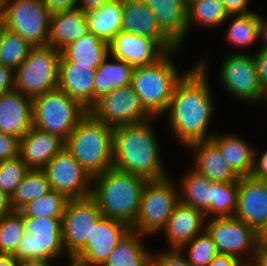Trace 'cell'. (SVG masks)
I'll return each mask as SVG.
<instances>
[{"label":"cell","instance_id":"6da1fadb","mask_svg":"<svg viewBox=\"0 0 267 266\" xmlns=\"http://www.w3.org/2000/svg\"><path fill=\"white\" fill-rule=\"evenodd\" d=\"M207 59L203 58L187 70L175 83L166 111L168 128L185 148L197 141L210 140L209 125L215 101L209 83Z\"/></svg>","mask_w":267,"mask_h":266},{"label":"cell","instance_id":"7a4b0ae2","mask_svg":"<svg viewBox=\"0 0 267 266\" xmlns=\"http://www.w3.org/2000/svg\"><path fill=\"white\" fill-rule=\"evenodd\" d=\"M156 117L113 129V167L147 180L162 179L168 169L161 159L160 143L153 121ZM167 170V171H166Z\"/></svg>","mask_w":267,"mask_h":266},{"label":"cell","instance_id":"3957f363","mask_svg":"<svg viewBox=\"0 0 267 266\" xmlns=\"http://www.w3.org/2000/svg\"><path fill=\"white\" fill-rule=\"evenodd\" d=\"M147 179L114 167L92 178L91 197L103 217L133 225Z\"/></svg>","mask_w":267,"mask_h":266},{"label":"cell","instance_id":"277c9868","mask_svg":"<svg viewBox=\"0 0 267 266\" xmlns=\"http://www.w3.org/2000/svg\"><path fill=\"white\" fill-rule=\"evenodd\" d=\"M113 129L88 111L65 141V149L92 178L113 167Z\"/></svg>","mask_w":267,"mask_h":266},{"label":"cell","instance_id":"5b68a950","mask_svg":"<svg viewBox=\"0 0 267 266\" xmlns=\"http://www.w3.org/2000/svg\"><path fill=\"white\" fill-rule=\"evenodd\" d=\"M180 50L167 52L151 65L133 68L130 85L151 117L158 119L165 115L175 83L185 73L179 72L173 61Z\"/></svg>","mask_w":267,"mask_h":266},{"label":"cell","instance_id":"8992f818","mask_svg":"<svg viewBox=\"0 0 267 266\" xmlns=\"http://www.w3.org/2000/svg\"><path fill=\"white\" fill-rule=\"evenodd\" d=\"M32 109L33 126L64 142L88 112L58 87L32 98Z\"/></svg>","mask_w":267,"mask_h":266},{"label":"cell","instance_id":"52a82bcc","mask_svg":"<svg viewBox=\"0 0 267 266\" xmlns=\"http://www.w3.org/2000/svg\"><path fill=\"white\" fill-rule=\"evenodd\" d=\"M169 175L162 179L148 180L142 192L140 208L132 231L149 237L160 234L179 203L176 182Z\"/></svg>","mask_w":267,"mask_h":266},{"label":"cell","instance_id":"ba28073f","mask_svg":"<svg viewBox=\"0 0 267 266\" xmlns=\"http://www.w3.org/2000/svg\"><path fill=\"white\" fill-rule=\"evenodd\" d=\"M60 57V51L48 45L32 47L14 71L15 90L34 98L57 88Z\"/></svg>","mask_w":267,"mask_h":266},{"label":"cell","instance_id":"9c48e42d","mask_svg":"<svg viewBox=\"0 0 267 266\" xmlns=\"http://www.w3.org/2000/svg\"><path fill=\"white\" fill-rule=\"evenodd\" d=\"M6 28L32 47L47 46L50 11L43 0H0Z\"/></svg>","mask_w":267,"mask_h":266},{"label":"cell","instance_id":"30bf717a","mask_svg":"<svg viewBox=\"0 0 267 266\" xmlns=\"http://www.w3.org/2000/svg\"><path fill=\"white\" fill-rule=\"evenodd\" d=\"M205 230L211 236L219 254L238 257L250 265L258 251L257 231L232 217L206 219Z\"/></svg>","mask_w":267,"mask_h":266},{"label":"cell","instance_id":"8fae6325","mask_svg":"<svg viewBox=\"0 0 267 266\" xmlns=\"http://www.w3.org/2000/svg\"><path fill=\"white\" fill-rule=\"evenodd\" d=\"M219 74L220 86L233 97L249 103L259 104L262 88L259 85L256 61L253 53H233L225 55Z\"/></svg>","mask_w":267,"mask_h":266},{"label":"cell","instance_id":"7c38bea8","mask_svg":"<svg viewBox=\"0 0 267 266\" xmlns=\"http://www.w3.org/2000/svg\"><path fill=\"white\" fill-rule=\"evenodd\" d=\"M103 217L91 197L69 199L62 217V243L68 256H75L91 238V232Z\"/></svg>","mask_w":267,"mask_h":266},{"label":"cell","instance_id":"4fadbf2b","mask_svg":"<svg viewBox=\"0 0 267 266\" xmlns=\"http://www.w3.org/2000/svg\"><path fill=\"white\" fill-rule=\"evenodd\" d=\"M42 170L46 173L51 190L62 193L68 199L91 196L92 177L65 148Z\"/></svg>","mask_w":267,"mask_h":266},{"label":"cell","instance_id":"5bb4252c","mask_svg":"<svg viewBox=\"0 0 267 266\" xmlns=\"http://www.w3.org/2000/svg\"><path fill=\"white\" fill-rule=\"evenodd\" d=\"M90 112L112 128L144 122L151 118L131 85L119 87L98 100Z\"/></svg>","mask_w":267,"mask_h":266},{"label":"cell","instance_id":"9a60e30c","mask_svg":"<svg viewBox=\"0 0 267 266\" xmlns=\"http://www.w3.org/2000/svg\"><path fill=\"white\" fill-rule=\"evenodd\" d=\"M131 228L118 220L102 217L93 227L91 238L74 256L89 266H102Z\"/></svg>","mask_w":267,"mask_h":266},{"label":"cell","instance_id":"2e32d148","mask_svg":"<svg viewBox=\"0 0 267 266\" xmlns=\"http://www.w3.org/2000/svg\"><path fill=\"white\" fill-rule=\"evenodd\" d=\"M233 216L258 231L267 221V181L251 176L239 178Z\"/></svg>","mask_w":267,"mask_h":266},{"label":"cell","instance_id":"e0dca14e","mask_svg":"<svg viewBox=\"0 0 267 266\" xmlns=\"http://www.w3.org/2000/svg\"><path fill=\"white\" fill-rule=\"evenodd\" d=\"M166 53L154 39L126 31H120L109 42V54L129 63L133 68L151 65Z\"/></svg>","mask_w":267,"mask_h":266},{"label":"cell","instance_id":"ac0fdd59","mask_svg":"<svg viewBox=\"0 0 267 266\" xmlns=\"http://www.w3.org/2000/svg\"><path fill=\"white\" fill-rule=\"evenodd\" d=\"M121 31L154 39L166 52L179 47L161 30L152 10L145 2L123 0Z\"/></svg>","mask_w":267,"mask_h":266},{"label":"cell","instance_id":"d6986e66","mask_svg":"<svg viewBox=\"0 0 267 266\" xmlns=\"http://www.w3.org/2000/svg\"><path fill=\"white\" fill-rule=\"evenodd\" d=\"M32 127V98L15 89L1 94L0 132L20 140Z\"/></svg>","mask_w":267,"mask_h":266},{"label":"cell","instance_id":"ffe728a7","mask_svg":"<svg viewBox=\"0 0 267 266\" xmlns=\"http://www.w3.org/2000/svg\"><path fill=\"white\" fill-rule=\"evenodd\" d=\"M205 223L201 210L179 202L161 233L165 234L169 249H180L205 230Z\"/></svg>","mask_w":267,"mask_h":266},{"label":"cell","instance_id":"44dd1931","mask_svg":"<svg viewBox=\"0 0 267 266\" xmlns=\"http://www.w3.org/2000/svg\"><path fill=\"white\" fill-rule=\"evenodd\" d=\"M186 149L193 155L191 167L207 179L223 183L239 180L240 177L226 164L221 151L211 139L193 142Z\"/></svg>","mask_w":267,"mask_h":266},{"label":"cell","instance_id":"7402d4cb","mask_svg":"<svg viewBox=\"0 0 267 266\" xmlns=\"http://www.w3.org/2000/svg\"><path fill=\"white\" fill-rule=\"evenodd\" d=\"M96 69L72 62H59L58 88L83 108L94 107V76Z\"/></svg>","mask_w":267,"mask_h":266},{"label":"cell","instance_id":"603a6c76","mask_svg":"<svg viewBox=\"0 0 267 266\" xmlns=\"http://www.w3.org/2000/svg\"><path fill=\"white\" fill-rule=\"evenodd\" d=\"M63 148L61 138L34 126L19 140V156L29 169H43Z\"/></svg>","mask_w":267,"mask_h":266},{"label":"cell","instance_id":"cb8c5ba5","mask_svg":"<svg viewBox=\"0 0 267 266\" xmlns=\"http://www.w3.org/2000/svg\"><path fill=\"white\" fill-rule=\"evenodd\" d=\"M89 33L85 12L80 8L55 12L49 19L48 46L61 51Z\"/></svg>","mask_w":267,"mask_h":266},{"label":"cell","instance_id":"d4e9b609","mask_svg":"<svg viewBox=\"0 0 267 266\" xmlns=\"http://www.w3.org/2000/svg\"><path fill=\"white\" fill-rule=\"evenodd\" d=\"M161 30L179 47L187 37V5L185 0H145Z\"/></svg>","mask_w":267,"mask_h":266},{"label":"cell","instance_id":"484cf974","mask_svg":"<svg viewBox=\"0 0 267 266\" xmlns=\"http://www.w3.org/2000/svg\"><path fill=\"white\" fill-rule=\"evenodd\" d=\"M211 140L218 146L226 164H228L239 177L250 176L254 165L255 149L243 137L226 133H215Z\"/></svg>","mask_w":267,"mask_h":266},{"label":"cell","instance_id":"4316f807","mask_svg":"<svg viewBox=\"0 0 267 266\" xmlns=\"http://www.w3.org/2000/svg\"><path fill=\"white\" fill-rule=\"evenodd\" d=\"M60 53L59 62L77 63L92 69H97L110 55L109 43L92 33L68 44Z\"/></svg>","mask_w":267,"mask_h":266},{"label":"cell","instance_id":"83f0119b","mask_svg":"<svg viewBox=\"0 0 267 266\" xmlns=\"http://www.w3.org/2000/svg\"><path fill=\"white\" fill-rule=\"evenodd\" d=\"M133 67L109 55L96 69L94 76V106L113 90L130 85Z\"/></svg>","mask_w":267,"mask_h":266},{"label":"cell","instance_id":"f1b7e54d","mask_svg":"<svg viewBox=\"0 0 267 266\" xmlns=\"http://www.w3.org/2000/svg\"><path fill=\"white\" fill-rule=\"evenodd\" d=\"M148 237L130 230L102 266H145L152 254L144 240Z\"/></svg>","mask_w":267,"mask_h":266},{"label":"cell","instance_id":"f546056e","mask_svg":"<svg viewBox=\"0 0 267 266\" xmlns=\"http://www.w3.org/2000/svg\"><path fill=\"white\" fill-rule=\"evenodd\" d=\"M123 0L104 3L100 8L86 12L89 32L109 43L122 26Z\"/></svg>","mask_w":267,"mask_h":266},{"label":"cell","instance_id":"4dcf8cb0","mask_svg":"<svg viewBox=\"0 0 267 266\" xmlns=\"http://www.w3.org/2000/svg\"><path fill=\"white\" fill-rule=\"evenodd\" d=\"M228 20L231 22L228 23L225 31L226 42L239 50H235L233 53H245L244 51L247 53L245 47L248 48L261 41L260 14L256 11L245 14H229L226 22Z\"/></svg>","mask_w":267,"mask_h":266},{"label":"cell","instance_id":"1f68e13d","mask_svg":"<svg viewBox=\"0 0 267 266\" xmlns=\"http://www.w3.org/2000/svg\"><path fill=\"white\" fill-rule=\"evenodd\" d=\"M177 183L179 202L201 210L204 214L211 206V180L193 168L186 171Z\"/></svg>","mask_w":267,"mask_h":266},{"label":"cell","instance_id":"d6a6232c","mask_svg":"<svg viewBox=\"0 0 267 266\" xmlns=\"http://www.w3.org/2000/svg\"><path fill=\"white\" fill-rule=\"evenodd\" d=\"M17 260L50 258L62 260L69 257L62 243V237H43L25 233L13 255ZM62 258V259H61Z\"/></svg>","mask_w":267,"mask_h":266},{"label":"cell","instance_id":"836d02e7","mask_svg":"<svg viewBox=\"0 0 267 266\" xmlns=\"http://www.w3.org/2000/svg\"><path fill=\"white\" fill-rule=\"evenodd\" d=\"M228 13L221 0H195L187 5V35L195 25L217 28L224 25Z\"/></svg>","mask_w":267,"mask_h":266},{"label":"cell","instance_id":"e575fe53","mask_svg":"<svg viewBox=\"0 0 267 266\" xmlns=\"http://www.w3.org/2000/svg\"><path fill=\"white\" fill-rule=\"evenodd\" d=\"M50 191L46 173L42 169H30L11 196L12 208L18 211L27 202L38 199Z\"/></svg>","mask_w":267,"mask_h":266},{"label":"cell","instance_id":"d590c367","mask_svg":"<svg viewBox=\"0 0 267 266\" xmlns=\"http://www.w3.org/2000/svg\"><path fill=\"white\" fill-rule=\"evenodd\" d=\"M239 180L232 183L211 182V206L205 213L206 219L232 217L238 199Z\"/></svg>","mask_w":267,"mask_h":266},{"label":"cell","instance_id":"8d00e7d4","mask_svg":"<svg viewBox=\"0 0 267 266\" xmlns=\"http://www.w3.org/2000/svg\"><path fill=\"white\" fill-rule=\"evenodd\" d=\"M68 200L62 193L51 190L48 194L27 202L18 212L23 217L62 219Z\"/></svg>","mask_w":267,"mask_h":266},{"label":"cell","instance_id":"74e56055","mask_svg":"<svg viewBox=\"0 0 267 266\" xmlns=\"http://www.w3.org/2000/svg\"><path fill=\"white\" fill-rule=\"evenodd\" d=\"M31 48L25 39L6 28L0 42V63L15 71L28 57Z\"/></svg>","mask_w":267,"mask_h":266},{"label":"cell","instance_id":"f35d334b","mask_svg":"<svg viewBox=\"0 0 267 266\" xmlns=\"http://www.w3.org/2000/svg\"><path fill=\"white\" fill-rule=\"evenodd\" d=\"M190 266H207L219 253L206 230L180 248Z\"/></svg>","mask_w":267,"mask_h":266},{"label":"cell","instance_id":"ab89813d","mask_svg":"<svg viewBox=\"0 0 267 266\" xmlns=\"http://www.w3.org/2000/svg\"><path fill=\"white\" fill-rule=\"evenodd\" d=\"M25 234L23 216L18 212L0 219V254L14 255Z\"/></svg>","mask_w":267,"mask_h":266},{"label":"cell","instance_id":"60d3db41","mask_svg":"<svg viewBox=\"0 0 267 266\" xmlns=\"http://www.w3.org/2000/svg\"><path fill=\"white\" fill-rule=\"evenodd\" d=\"M29 170L19 155L0 161V190L12 196Z\"/></svg>","mask_w":267,"mask_h":266},{"label":"cell","instance_id":"b9f144b4","mask_svg":"<svg viewBox=\"0 0 267 266\" xmlns=\"http://www.w3.org/2000/svg\"><path fill=\"white\" fill-rule=\"evenodd\" d=\"M25 233L43 237H62V219L23 217Z\"/></svg>","mask_w":267,"mask_h":266},{"label":"cell","instance_id":"7bdbcfd3","mask_svg":"<svg viewBox=\"0 0 267 266\" xmlns=\"http://www.w3.org/2000/svg\"><path fill=\"white\" fill-rule=\"evenodd\" d=\"M158 253V254H157ZM156 266H190L180 249L152 252L150 259Z\"/></svg>","mask_w":267,"mask_h":266},{"label":"cell","instance_id":"ee69618b","mask_svg":"<svg viewBox=\"0 0 267 266\" xmlns=\"http://www.w3.org/2000/svg\"><path fill=\"white\" fill-rule=\"evenodd\" d=\"M19 155V139L0 132V161L12 159Z\"/></svg>","mask_w":267,"mask_h":266},{"label":"cell","instance_id":"f6af8a7d","mask_svg":"<svg viewBox=\"0 0 267 266\" xmlns=\"http://www.w3.org/2000/svg\"><path fill=\"white\" fill-rule=\"evenodd\" d=\"M258 48V49H257ZM256 52L253 53V56L256 61V70L259 85L262 88L267 87V48L257 47Z\"/></svg>","mask_w":267,"mask_h":266},{"label":"cell","instance_id":"bcb514c9","mask_svg":"<svg viewBox=\"0 0 267 266\" xmlns=\"http://www.w3.org/2000/svg\"><path fill=\"white\" fill-rule=\"evenodd\" d=\"M262 152L261 155H258L257 151L255 150L254 165L250 176L258 180L267 181V149L265 151L263 150Z\"/></svg>","mask_w":267,"mask_h":266},{"label":"cell","instance_id":"7dc6e473","mask_svg":"<svg viewBox=\"0 0 267 266\" xmlns=\"http://www.w3.org/2000/svg\"><path fill=\"white\" fill-rule=\"evenodd\" d=\"M221 2L228 14H245L254 12L249 8L251 0H221Z\"/></svg>","mask_w":267,"mask_h":266},{"label":"cell","instance_id":"c3c4849f","mask_svg":"<svg viewBox=\"0 0 267 266\" xmlns=\"http://www.w3.org/2000/svg\"><path fill=\"white\" fill-rule=\"evenodd\" d=\"M14 89V71L0 63V95Z\"/></svg>","mask_w":267,"mask_h":266},{"label":"cell","instance_id":"681fc988","mask_svg":"<svg viewBox=\"0 0 267 266\" xmlns=\"http://www.w3.org/2000/svg\"><path fill=\"white\" fill-rule=\"evenodd\" d=\"M50 13L60 12L76 7L77 0H43Z\"/></svg>","mask_w":267,"mask_h":266},{"label":"cell","instance_id":"f907efd6","mask_svg":"<svg viewBox=\"0 0 267 266\" xmlns=\"http://www.w3.org/2000/svg\"><path fill=\"white\" fill-rule=\"evenodd\" d=\"M207 266H247L238 257L218 254Z\"/></svg>","mask_w":267,"mask_h":266},{"label":"cell","instance_id":"816d5d0a","mask_svg":"<svg viewBox=\"0 0 267 266\" xmlns=\"http://www.w3.org/2000/svg\"><path fill=\"white\" fill-rule=\"evenodd\" d=\"M15 210L11 205V196L0 190V219L13 213Z\"/></svg>","mask_w":267,"mask_h":266},{"label":"cell","instance_id":"f5cc1de1","mask_svg":"<svg viewBox=\"0 0 267 266\" xmlns=\"http://www.w3.org/2000/svg\"><path fill=\"white\" fill-rule=\"evenodd\" d=\"M113 0H77L76 7L85 13L100 8L104 3Z\"/></svg>","mask_w":267,"mask_h":266},{"label":"cell","instance_id":"db71d44e","mask_svg":"<svg viewBox=\"0 0 267 266\" xmlns=\"http://www.w3.org/2000/svg\"><path fill=\"white\" fill-rule=\"evenodd\" d=\"M56 261L60 262L61 260L50 258L20 260L19 266H58Z\"/></svg>","mask_w":267,"mask_h":266},{"label":"cell","instance_id":"11a10c76","mask_svg":"<svg viewBox=\"0 0 267 266\" xmlns=\"http://www.w3.org/2000/svg\"><path fill=\"white\" fill-rule=\"evenodd\" d=\"M257 245H258V249H266L267 248V221L257 231Z\"/></svg>","mask_w":267,"mask_h":266},{"label":"cell","instance_id":"9f6ffc18","mask_svg":"<svg viewBox=\"0 0 267 266\" xmlns=\"http://www.w3.org/2000/svg\"><path fill=\"white\" fill-rule=\"evenodd\" d=\"M249 266H267V248L258 249L252 263Z\"/></svg>","mask_w":267,"mask_h":266},{"label":"cell","instance_id":"6f0895ef","mask_svg":"<svg viewBox=\"0 0 267 266\" xmlns=\"http://www.w3.org/2000/svg\"><path fill=\"white\" fill-rule=\"evenodd\" d=\"M260 39H262L261 44L259 47L267 48V16L263 18L260 15Z\"/></svg>","mask_w":267,"mask_h":266},{"label":"cell","instance_id":"680465c9","mask_svg":"<svg viewBox=\"0 0 267 266\" xmlns=\"http://www.w3.org/2000/svg\"><path fill=\"white\" fill-rule=\"evenodd\" d=\"M0 266H19V260L11 254H0Z\"/></svg>","mask_w":267,"mask_h":266},{"label":"cell","instance_id":"91938a15","mask_svg":"<svg viewBox=\"0 0 267 266\" xmlns=\"http://www.w3.org/2000/svg\"><path fill=\"white\" fill-rule=\"evenodd\" d=\"M65 258H66V261H68V263H69L66 266H89L86 262H83L74 256H69V257H65ZM58 266H61L60 263H58Z\"/></svg>","mask_w":267,"mask_h":266},{"label":"cell","instance_id":"94428289","mask_svg":"<svg viewBox=\"0 0 267 266\" xmlns=\"http://www.w3.org/2000/svg\"><path fill=\"white\" fill-rule=\"evenodd\" d=\"M5 30H6L5 21H4L3 16L0 14V42H1V38Z\"/></svg>","mask_w":267,"mask_h":266},{"label":"cell","instance_id":"6125c7cd","mask_svg":"<svg viewBox=\"0 0 267 266\" xmlns=\"http://www.w3.org/2000/svg\"><path fill=\"white\" fill-rule=\"evenodd\" d=\"M267 103V87L262 90V97L259 103Z\"/></svg>","mask_w":267,"mask_h":266},{"label":"cell","instance_id":"be15d7a7","mask_svg":"<svg viewBox=\"0 0 267 266\" xmlns=\"http://www.w3.org/2000/svg\"><path fill=\"white\" fill-rule=\"evenodd\" d=\"M126 1L132 2V3L145 2V0H126Z\"/></svg>","mask_w":267,"mask_h":266},{"label":"cell","instance_id":"e7e4bbea","mask_svg":"<svg viewBox=\"0 0 267 266\" xmlns=\"http://www.w3.org/2000/svg\"><path fill=\"white\" fill-rule=\"evenodd\" d=\"M145 266H156V265L151 260H149Z\"/></svg>","mask_w":267,"mask_h":266},{"label":"cell","instance_id":"03108f58","mask_svg":"<svg viewBox=\"0 0 267 266\" xmlns=\"http://www.w3.org/2000/svg\"><path fill=\"white\" fill-rule=\"evenodd\" d=\"M192 1H195V0H185V3H186V5H188Z\"/></svg>","mask_w":267,"mask_h":266}]
</instances>
